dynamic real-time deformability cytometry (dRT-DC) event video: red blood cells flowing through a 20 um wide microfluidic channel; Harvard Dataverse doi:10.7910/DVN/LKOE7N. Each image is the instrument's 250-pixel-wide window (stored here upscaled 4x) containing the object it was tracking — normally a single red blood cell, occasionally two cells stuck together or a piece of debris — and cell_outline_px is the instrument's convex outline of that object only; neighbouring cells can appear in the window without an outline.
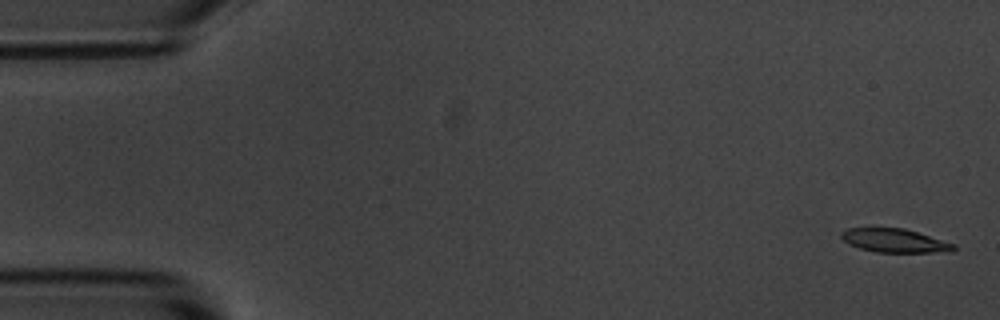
{"species": "common noctule bat (a hibernating species)", "species_latin": "Nyctalus noctula", "temperature_condition": "room temperature", "stored_images_in_passage": 5, "camera_frame_rate_fps": 3000, "um_per_image_px": 0.085, "animal": {"sex": "male", "body_mass_g": 20.1, "forearm_length_mm": 53.5}, "frame": {"image": 1, "passage_image": 1, "time_ms": 0.0, "image_size_px": [1000, 320], "cell_outline_px": [[956, 248], [952, 252], [876, 252], [860, 248], [848, 244], [840, 236], [840, 232], [848, 228], [872, 224], [904, 228], [956, 244]], "centroid_in_image_um": [75.97, 20.39], "position_along_channel_um": 9.0, "area_um2": 16.3}}